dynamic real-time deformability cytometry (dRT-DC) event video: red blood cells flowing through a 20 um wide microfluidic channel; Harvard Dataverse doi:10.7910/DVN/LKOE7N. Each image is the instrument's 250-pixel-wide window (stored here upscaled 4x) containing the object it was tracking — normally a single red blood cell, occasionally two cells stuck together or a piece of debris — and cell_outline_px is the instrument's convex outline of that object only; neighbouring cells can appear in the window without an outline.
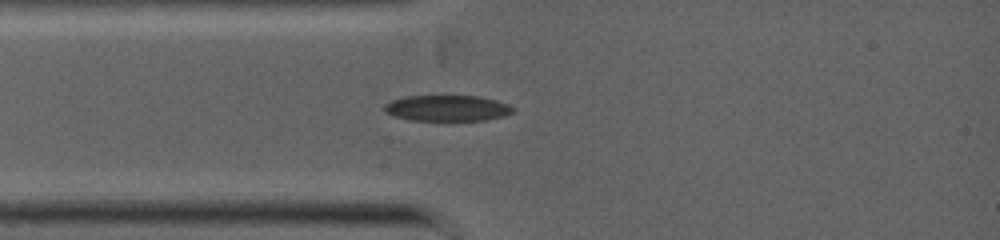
{"species": "common noctule bat (a hibernating species)", "species_latin": "Nyctalus noctula", "temperature_condition": "warm", "stored_images_in_passage": 1, "camera_frame_rate_fps": 5000, "um_per_image_px": 0.085, "animal": {"sex": "female", "body_mass_g": 19.0, "forearm_length_mm": 53.3}, "frame": {"image": 1, "passage_image": 1, "time_ms": 0.0, "image_size_px": [1000, 240], "cell_outline_px": [[516, 108], [512, 112], [504, 116], [484, 120], [412, 120], [392, 116], [384, 112], [384, 104], [392, 100], [404, 96], [476, 96], [496, 100], [508, 104]], "centroid_in_image_um": [37.99, 9.19], "position_along_channel_um": 47.0, "area_um2": 19.42}}